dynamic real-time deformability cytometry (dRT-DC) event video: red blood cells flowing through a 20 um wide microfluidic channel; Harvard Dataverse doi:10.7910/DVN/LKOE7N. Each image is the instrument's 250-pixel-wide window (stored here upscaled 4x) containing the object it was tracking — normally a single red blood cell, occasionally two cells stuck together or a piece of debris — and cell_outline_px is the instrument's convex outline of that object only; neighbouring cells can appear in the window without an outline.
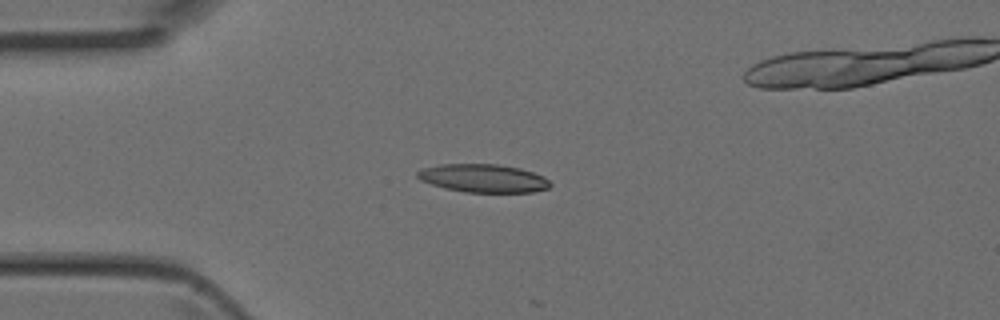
{"species": "Egyptian fruit bat (a non-hibernating species)", "species_latin": "Rousettus aegyptiacus", "temperature_condition": "room temperature", "stored_images_in_passage": 11, "camera_frame_rate_fps": 3000, "um_per_image_px": 0.085, "animal": {"sex": "female"}, "frame": {"image": 1, "passage_image": 4, "time_ms": 1.0, "image_size_px": [1000, 320], "cell_outline_px": [[552, 184], [548, 188], [532, 192], [464, 192], [444, 188], [420, 180], [416, 176], [416, 172], [424, 168], [440, 164], [496, 164], [520, 168], [544, 176]], "centroid_in_image_um": [41.07, 15.15], "position_along_channel_um": 43.9, "area_um2": 21.79}}
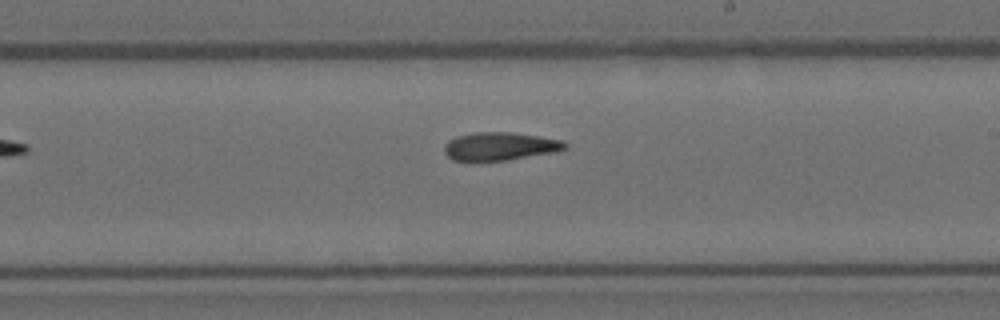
{"frame": {"image": 2, "passage_image": 11, "time_ms": 3.333, "image_size_px": [1000, 320], "cell_outline_px": [[568, 148], [556, 152], [508, 160], [472, 164], [452, 160], [444, 152], [444, 144], [448, 140], [456, 136], [476, 132], [512, 132], [540, 136], [564, 140], [568, 144]], "centroid_in_image_um": [42.46, 12.47], "position_along_channel_um": 246.5, "area_um2": 20.75}}